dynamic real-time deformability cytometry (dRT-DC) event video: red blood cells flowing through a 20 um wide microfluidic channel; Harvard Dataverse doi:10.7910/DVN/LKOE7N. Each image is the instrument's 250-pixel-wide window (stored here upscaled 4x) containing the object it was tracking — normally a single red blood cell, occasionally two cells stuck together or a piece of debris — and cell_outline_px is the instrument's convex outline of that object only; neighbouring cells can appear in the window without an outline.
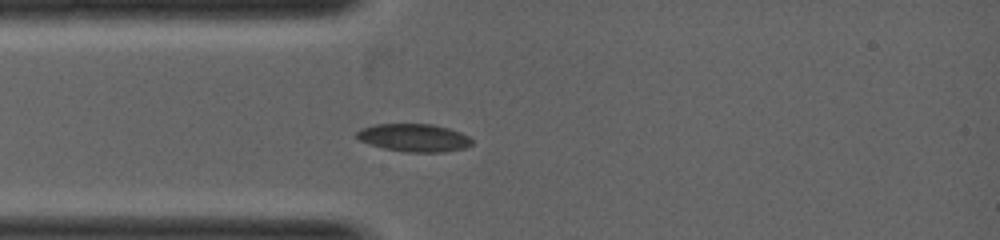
{"species": "common noctule bat (a hibernating species)", "species_latin": "Nyctalus noctula", "temperature_condition": "warm", "stored_images_in_passage": 9, "camera_frame_rate_fps": 5000, "um_per_image_px": 0.085, "animal": {"sex": "female", "body_mass_g": 19.0, "forearm_length_mm": 53.3}, "frame": {"image": 1, "passage_image": 6, "time_ms": 1.4, "image_size_px": [1000, 240], "cell_outline_px": [[472, 144], [464, 148], [444, 152], [404, 152], [384, 148], [360, 140], [356, 136], [356, 132], [360, 128], [376, 124], [432, 124], [448, 128], [460, 132], [468, 136], [472, 140]], "centroid_in_image_um": [35.19, 11.7], "position_along_channel_um": 49.8, "area_um2": 18.61}}
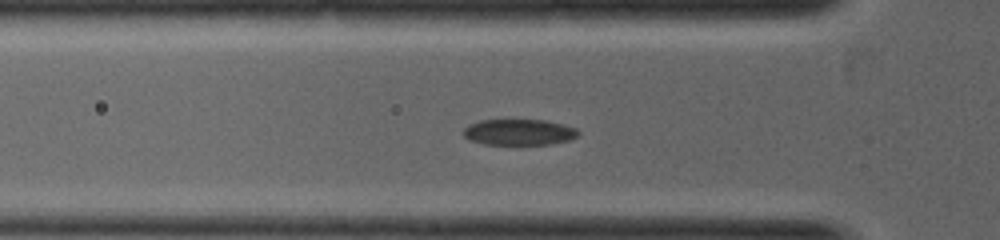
{"frame": {"image": 2, "passage_image": 8, "time_ms": 1.8, "image_size_px": [1000, 240], "cell_outline_px": [[580, 132], [576, 136], [568, 140], [552, 144], [484, 144], [468, 140], [464, 136], [464, 128], [468, 124], [480, 120], [544, 120], [564, 124], [576, 128]], "centroid_in_image_um": [44.1, 11.23], "position_along_channel_um": 81.7, "area_um2": 17.4}}